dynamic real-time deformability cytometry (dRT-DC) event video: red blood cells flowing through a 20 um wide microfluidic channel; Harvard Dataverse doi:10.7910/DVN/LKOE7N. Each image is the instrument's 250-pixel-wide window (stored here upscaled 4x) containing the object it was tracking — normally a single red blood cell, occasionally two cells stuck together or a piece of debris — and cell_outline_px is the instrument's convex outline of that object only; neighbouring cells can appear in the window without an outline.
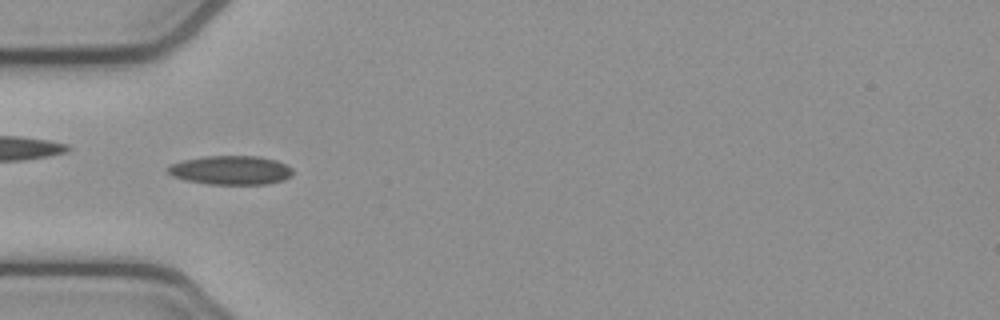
{"species": "common noctule bat (a hibernating species)", "species_latin": "Nyctalus noctula", "temperature_condition": "cold", "stored_images_in_passage": 6, "camera_frame_rate_fps": 3000, "um_per_image_px": 0.085, "animal": {"sex": "female", "body_mass_g": 21.9}, "frame": {"image": 1, "passage_image": 4, "time_ms": 1.0, "image_size_px": [1000, 320], "cell_outline_px": [[292, 176], [284, 180], [268, 184], [208, 184], [184, 180], [172, 176], [168, 172], [168, 168], [172, 164], [184, 160], [204, 156], [260, 156], [276, 160], [292, 168]], "centroid_in_image_um": [19.64, 14.47], "position_along_channel_um": 65.4, "area_um2": 21.1}}
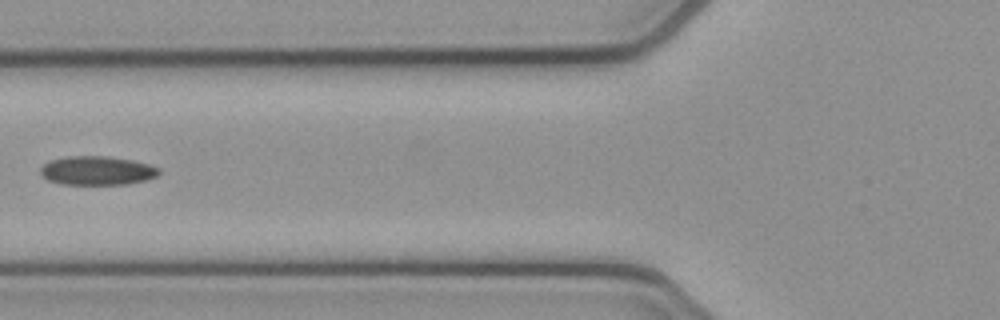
{"frame": {"image": 2, "passage_image": 5, "time_ms": 1.333, "image_size_px": [1000, 320], "cell_outline_px": [[160, 172], [156, 176], [144, 180], [128, 184], [60, 184], [48, 180], [40, 172], [40, 168], [44, 164], [52, 160], [68, 156], [104, 156], [132, 160], [148, 164], [160, 168]], "centroid_in_image_um": [8.25, 14.5], "position_along_channel_um": 117.5, "area_um2": 19.77}}
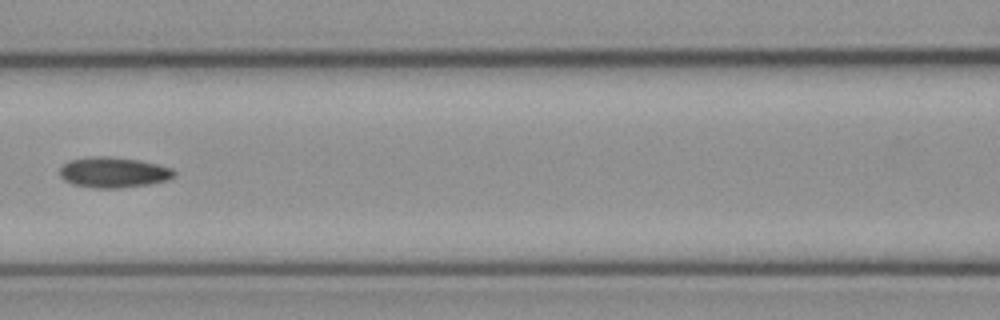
{"frame": {"image": 3, "passage_image": 6, "time_ms": 1.667, "image_size_px": [1000, 320], "cell_outline_px": [[176, 176], [168, 180], [148, 184], [120, 188], [96, 188], [72, 184], [64, 180], [60, 176], [60, 168], [68, 160], [92, 156], [112, 156], [140, 160], [172, 168], [176, 172]], "centroid_in_image_um": [9.65, 14.64], "position_along_channel_um": 156.9, "area_um2": 20.52}}